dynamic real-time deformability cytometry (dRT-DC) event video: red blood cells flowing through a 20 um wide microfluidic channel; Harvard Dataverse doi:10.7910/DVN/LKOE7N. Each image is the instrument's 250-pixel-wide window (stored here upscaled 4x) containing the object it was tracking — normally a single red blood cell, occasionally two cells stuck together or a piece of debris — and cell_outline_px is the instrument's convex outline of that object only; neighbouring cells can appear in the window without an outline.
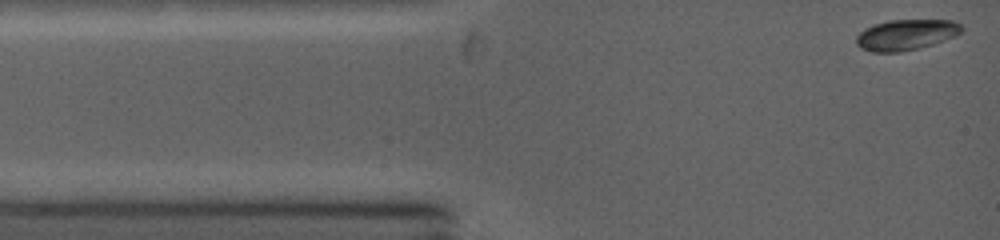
{"species": "common noctule bat (a hibernating species)", "species_latin": "Nyctalus noctula", "temperature_condition": "warm", "stored_images_in_passage": 40, "camera_frame_rate_fps": 5000, "um_per_image_px": 0.085, "animal": {"sex": "female", "body_mass_g": 19.0, "forearm_length_mm": 53.3}, "frame": {"image": 1, "passage_image": 1, "time_ms": 0.0, "image_size_px": [1000, 240], "cell_outline_px": [[960, 32], [952, 36], [932, 44], [920, 48], [900, 52], [872, 52], [856, 44], [856, 36], [860, 32], [876, 24], [892, 20], [952, 20], [960, 24]], "centroid_in_image_um": [76.99, 2.96], "position_along_channel_um": 8.0, "area_um2": 18.32}}
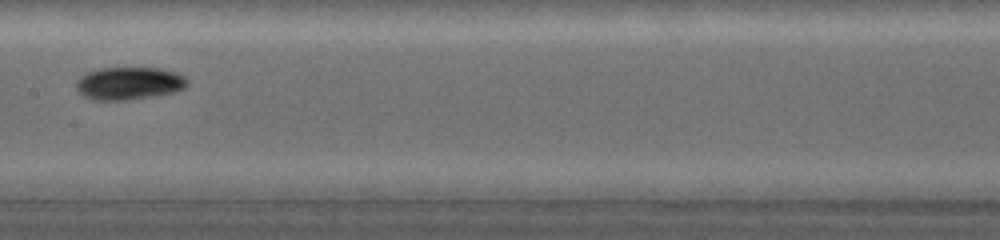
{"frame": {"image": 2, "passage_image": 12, "time_ms": 5.6, "image_size_px": [1000, 240], "cell_outline_px": [[184, 84], [180, 88], [172, 92], [148, 96], [120, 100], [96, 100], [84, 96], [76, 88], [76, 84], [88, 72], [100, 68], [156, 68], [172, 72], [180, 76], [184, 80]], "centroid_in_image_um": [10.86, 7.08], "position_along_channel_um": 196.5, "area_um2": 20.0}}
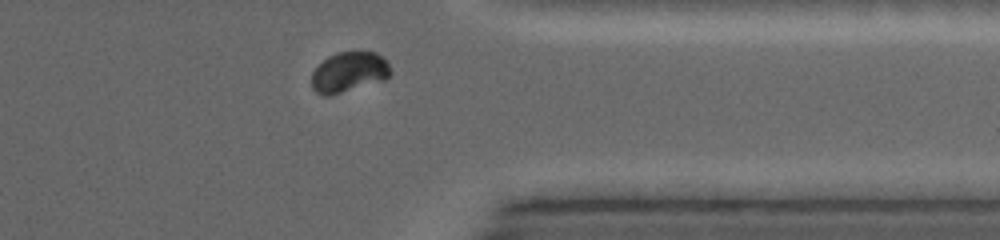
{"frame": {"image": 3, "passage_image": 33, "time_ms": 10.0, "image_size_px": [1000, 240], "cell_outline_px": [[392, 72], [384, 80], [328, 96], [324, 96], [316, 92], [312, 88], [312, 72], [328, 56], [336, 52], [352, 48], [360, 48], [376, 52], [388, 60]], "centroid_in_image_um": [29.7, 6.05], "position_along_channel_um": 381.7, "area_um2": 19.19}, "authors_computed_cell_mechanics": {"area_um2": 19.0451, "velocity_mm_per_s": 4.3315, "shape_relaxation_time_tau1_ms": 1.6463, "shape_relaxation_time_tau2_ms": null, "deformation_change_tau1": 0.0682, "deformation_change_tau2": null}}